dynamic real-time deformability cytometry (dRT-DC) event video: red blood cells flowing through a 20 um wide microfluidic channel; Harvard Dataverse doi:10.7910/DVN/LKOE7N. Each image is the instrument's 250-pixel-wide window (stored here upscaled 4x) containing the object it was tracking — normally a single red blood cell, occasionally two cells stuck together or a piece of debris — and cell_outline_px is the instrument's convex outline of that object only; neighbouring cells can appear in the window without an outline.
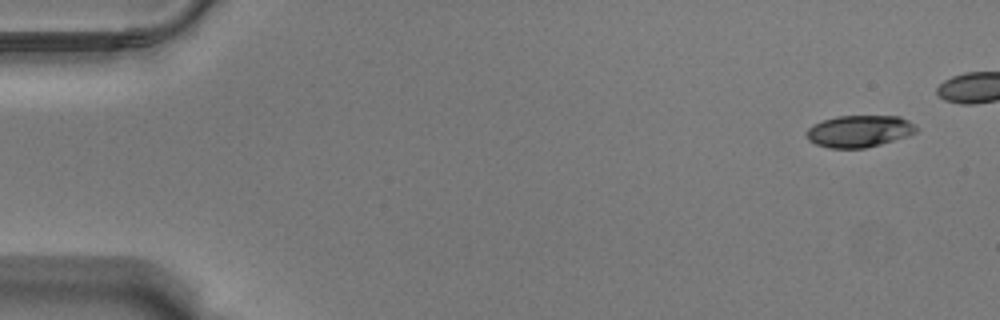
{"species": "Egyptian fruit bat (a non-hibernating species)", "species_latin": "Rousettus aegyptiacus", "temperature_condition": "warm", "stored_images_in_passage": 2, "segment_of_instrument_passage": [2, 2], "camera_frame_rate_fps": 3000, "um_per_image_px": 0.085, "animal": {"sex": "male"}, "frame": {"image": 1, "passage_image": 2, "time_ms": 0.333, "image_size_px": [1000, 320], "cell_outline_px": [[916, 132], [908, 136], [880, 144], [864, 148], [828, 148], [816, 144], [808, 140], [808, 128], [824, 120], [836, 116], [900, 116], [908, 120], [916, 128]], "centroid_in_image_um": [73.05, 11.15], "position_along_channel_um": 12.0, "area_um2": 20.11}}